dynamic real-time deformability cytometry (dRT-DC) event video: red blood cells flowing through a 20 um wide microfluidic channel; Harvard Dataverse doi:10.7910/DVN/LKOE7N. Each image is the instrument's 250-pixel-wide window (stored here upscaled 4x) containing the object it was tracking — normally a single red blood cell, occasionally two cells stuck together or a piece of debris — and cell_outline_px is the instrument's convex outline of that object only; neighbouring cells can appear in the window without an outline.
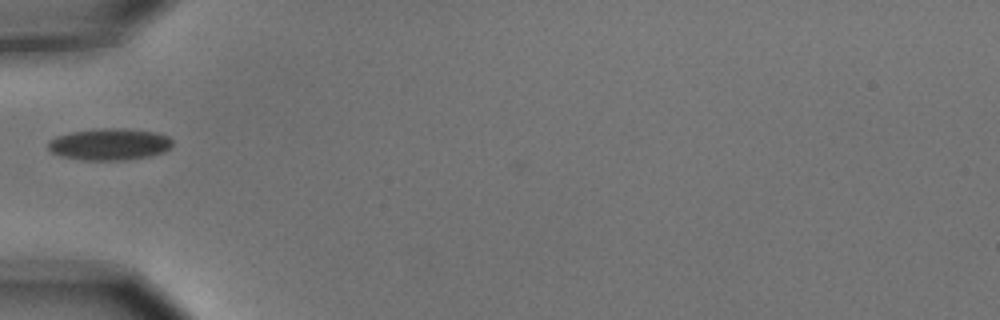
{"species": "common noctule bat (a hibernating species)", "species_latin": "Nyctalus noctula", "temperature_condition": "cold", "stored_images_in_passage": 6, "camera_frame_rate_fps": 3000, "um_per_image_px": 0.085, "animal": {"sex": "male", "body_mass_g": 15.6}, "frame": {"image": 1, "passage_image": 6, "time_ms": 1.667, "image_size_px": [1000, 320], "cell_outline_px": [[172, 144], [164, 152], [148, 156], [124, 160], [84, 160], [60, 156], [52, 152], [48, 148], [48, 140], [56, 136], [72, 132], [100, 128], [128, 128], [156, 132], [168, 136], [172, 140]], "centroid_in_image_um": [9.3, 12.25], "position_along_channel_um": 75.7, "area_um2": 23.06}}